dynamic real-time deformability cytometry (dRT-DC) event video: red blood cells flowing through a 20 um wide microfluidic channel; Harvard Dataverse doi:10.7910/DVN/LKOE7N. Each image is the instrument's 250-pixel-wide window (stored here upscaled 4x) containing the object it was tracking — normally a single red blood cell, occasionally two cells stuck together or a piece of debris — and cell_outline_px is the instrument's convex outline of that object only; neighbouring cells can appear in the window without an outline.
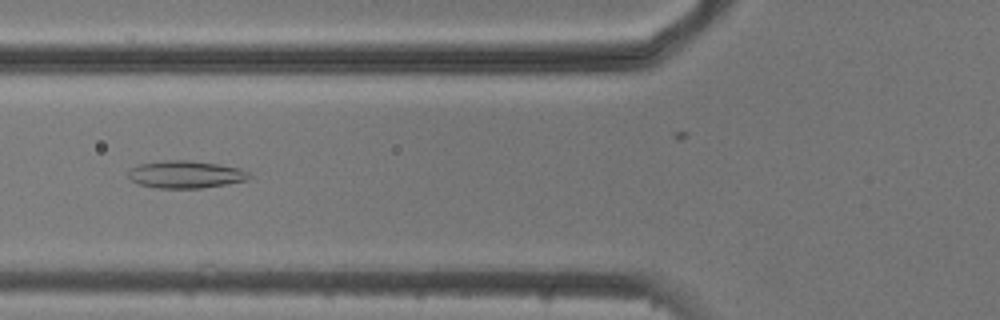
{"species": "common noctule bat (a hibernating species)", "species_latin": "Nyctalus noctula", "temperature_condition": "cold", "stored_images_in_passage": 6, "camera_frame_rate_fps": 3000, "um_per_image_px": 0.085, "animal": {"sex": "male", "body_mass_g": 20.5, "forearm_length_mm": 52.5}, "frame": {"image": 1, "passage_image": 6, "time_ms": 5.667, "image_size_px": [1000, 320], "cell_outline_px": [[252, 176], [248, 180], [228, 184], [200, 188], [156, 188], [136, 184], [128, 176], [128, 168], [140, 164], [164, 160], [188, 160], [216, 164], [240, 168], [248, 172]], "centroid_in_image_um": [15.76, 14.83], "position_along_channel_um": 110.0, "area_um2": 19.48}}